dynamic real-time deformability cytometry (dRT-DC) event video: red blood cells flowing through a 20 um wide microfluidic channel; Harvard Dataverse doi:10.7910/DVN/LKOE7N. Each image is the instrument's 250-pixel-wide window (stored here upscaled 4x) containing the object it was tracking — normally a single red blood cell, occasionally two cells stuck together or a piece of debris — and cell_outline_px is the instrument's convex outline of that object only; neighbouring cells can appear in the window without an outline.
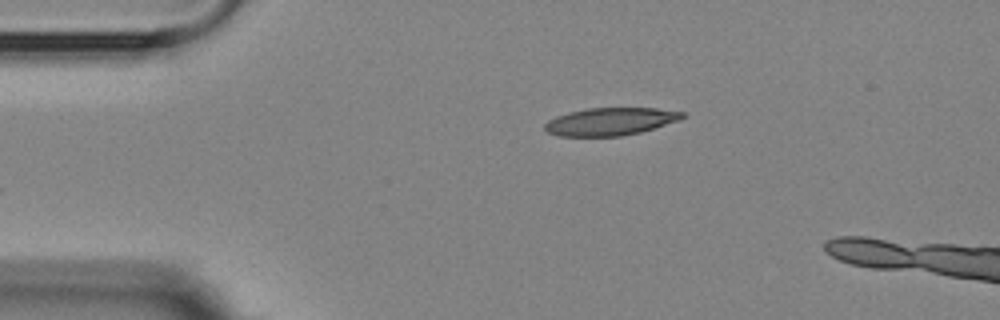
{"species": "Egyptian fruit bat (a non-hibernating species)", "species_latin": "Rousettus aegyptiacus", "temperature_condition": "room temperature", "stored_images_in_passage": 2, "camera_frame_rate_fps": 3000, "um_per_image_px": 0.085, "animal": {"sex": "female"}, "frame": {"image": 1, "passage_image": 2, "time_ms": 1.333, "image_size_px": [1000, 320], "cell_outline_px": [[684, 116], [680, 120], [640, 132], [620, 136], [556, 136], [548, 132], [544, 128], [544, 124], [548, 120], [556, 116], [568, 112], [588, 108], [656, 108], [684, 112]], "centroid_in_image_um": [51.85, 10.33], "position_along_channel_um": 33.2, "area_um2": 22.14}}